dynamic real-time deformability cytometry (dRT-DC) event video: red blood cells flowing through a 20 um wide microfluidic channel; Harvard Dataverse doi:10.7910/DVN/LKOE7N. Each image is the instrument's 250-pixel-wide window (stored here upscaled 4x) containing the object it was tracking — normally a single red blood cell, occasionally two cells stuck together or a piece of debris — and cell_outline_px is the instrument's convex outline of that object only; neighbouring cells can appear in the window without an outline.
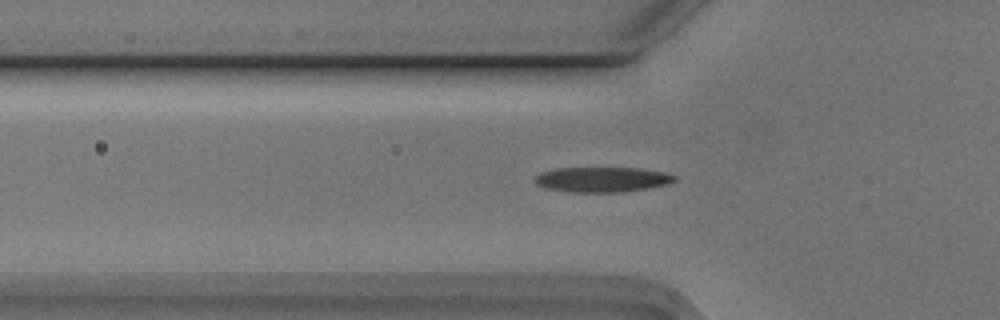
{"species": "Egyptian fruit bat (a non-hibernating species)", "species_latin": "Rousettus aegyptiacus", "temperature_condition": "cold", "stored_images_in_passage": 10, "camera_frame_rate_fps": 3000, "um_per_image_px": 0.085, "animal": {"sex": "male"}, "frame": {"image": 1, "passage_image": 7, "time_ms": 2.0, "image_size_px": [1000, 320], "cell_outline_px": [[676, 180], [668, 184], [648, 188], [620, 192], [568, 192], [544, 188], [536, 184], [536, 176], [540, 172], [556, 168], [640, 168], [664, 172], [676, 176]], "centroid_in_image_um": [51.17, 15.26], "position_along_channel_um": 74.6, "area_um2": 20.46}}